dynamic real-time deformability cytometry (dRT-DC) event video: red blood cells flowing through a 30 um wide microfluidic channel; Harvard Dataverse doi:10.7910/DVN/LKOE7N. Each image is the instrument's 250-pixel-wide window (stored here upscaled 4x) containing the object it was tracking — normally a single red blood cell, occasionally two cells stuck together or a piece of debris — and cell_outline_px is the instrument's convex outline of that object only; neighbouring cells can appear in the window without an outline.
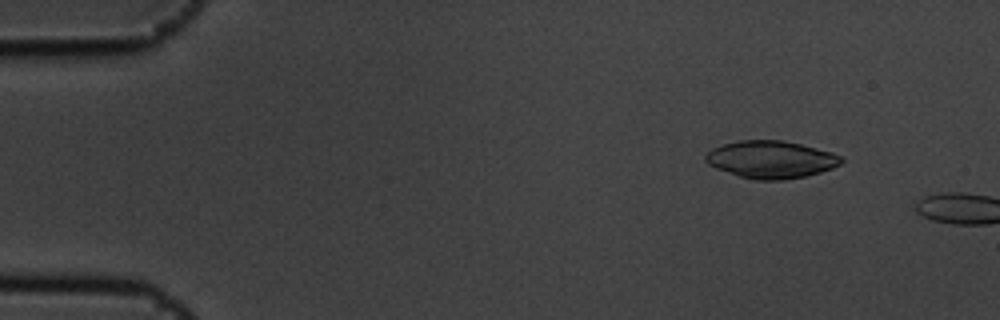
{"species": "common noctule bat (a hibernating species)", "species_latin": "Nyctalus noctula", "temperature_condition": "cold", "stored_images_in_passage": 3, "camera_frame_rate_fps": 3000, "um_per_image_px": 0.085, "animal": {"sex": "male", "body_mass_g": 19.5, "forearm_length_mm": 54.6}, "frame": {"image": 1, "passage_image": 2, "time_ms": 0.333, "image_size_px": [1000, 320], "cell_outline_px": [[844, 160], [840, 164], [832, 168], [820, 172], [804, 176], [784, 180], [756, 180], [740, 176], [716, 168], [708, 164], [704, 160], [704, 156], [712, 148], [724, 144], [740, 140], [780, 140], [800, 144], [832, 152], [840, 156]], "centroid_in_image_um": [65.52, 13.56], "position_along_channel_um": 19.5, "area_um2": 29.42}}